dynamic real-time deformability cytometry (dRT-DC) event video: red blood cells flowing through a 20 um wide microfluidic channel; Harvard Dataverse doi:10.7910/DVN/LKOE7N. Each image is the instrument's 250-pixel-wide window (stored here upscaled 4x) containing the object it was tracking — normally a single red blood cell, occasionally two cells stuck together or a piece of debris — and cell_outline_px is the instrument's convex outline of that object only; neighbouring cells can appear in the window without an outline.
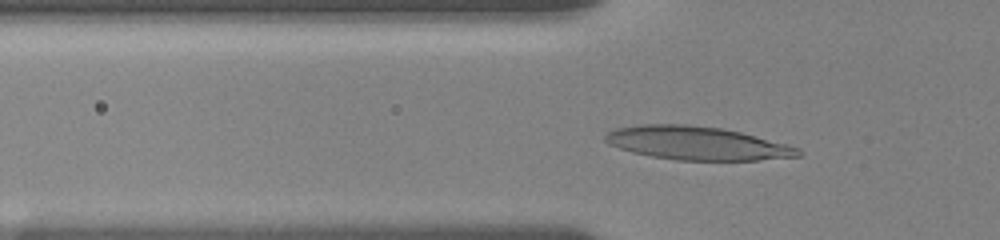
{"species": "human", "species_latin": "Homo sapiens", "temperature_condition": "room temperature", "stored_images_in_passage": 10, "camera_frame_rate_fps": 3000, "um_per_image_px": 0.085, "donor": {"sex": "female"}, "frame": {"image": 1, "passage_image": 6, "time_ms": 2.0, "image_size_px": [1000, 240], "cell_outline_px": [[800, 156], [756, 160], [676, 160], [652, 156], [632, 152], [608, 144], [604, 140], [604, 136], [608, 132], [616, 128], [640, 124], [688, 124], [720, 128], [740, 132], [800, 148]], "centroid_in_image_um": [59.19, 12.16], "position_along_channel_um": 66.6, "area_um2": 37.28}}
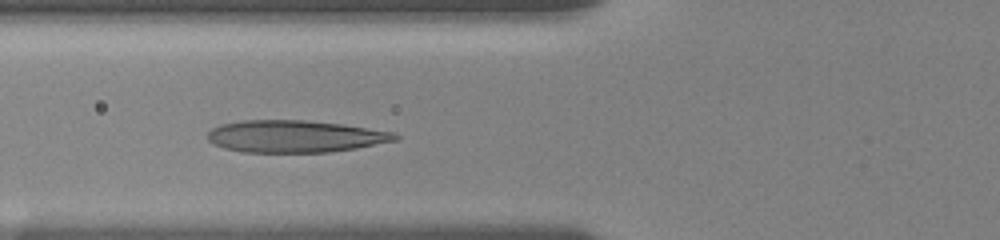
{"frame": {"image": 2, "passage_image": 9, "time_ms": 3.0, "image_size_px": [1000, 240], "cell_outline_px": [[400, 136], [396, 140], [356, 148], [328, 152], [244, 152], [224, 148], [212, 144], [208, 140], [208, 132], [212, 128], [220, 124], [244, 120], [304, 120], [340, 124], [396, 132]], "centroid_in_image_um": [25.05, 11.59], "position_along_channel_um": 100.7, "area_um2": 35.03}}
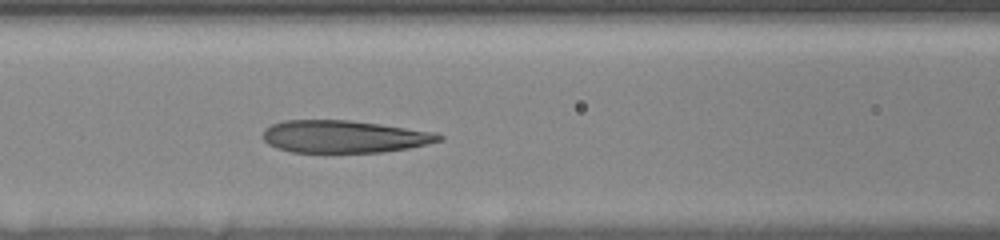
{"frame": {"image": 3, "passage_image": 10, "time_ms": 4.0, "image_size_px": [1000, 240], "cell_outline_px": [[444, 140], [408, 148], [380, 152], [292, 152], [276, 148], [268, 144], [264, 140], [264, 128], [272, 124], [284, 120], [348, 120], [380, 124], [436, 132], [444, 136]], "centroid_in_image_um": [29.25, 11.6], "position_along_channel_um": 137.3, "area_um2": 33.23}}